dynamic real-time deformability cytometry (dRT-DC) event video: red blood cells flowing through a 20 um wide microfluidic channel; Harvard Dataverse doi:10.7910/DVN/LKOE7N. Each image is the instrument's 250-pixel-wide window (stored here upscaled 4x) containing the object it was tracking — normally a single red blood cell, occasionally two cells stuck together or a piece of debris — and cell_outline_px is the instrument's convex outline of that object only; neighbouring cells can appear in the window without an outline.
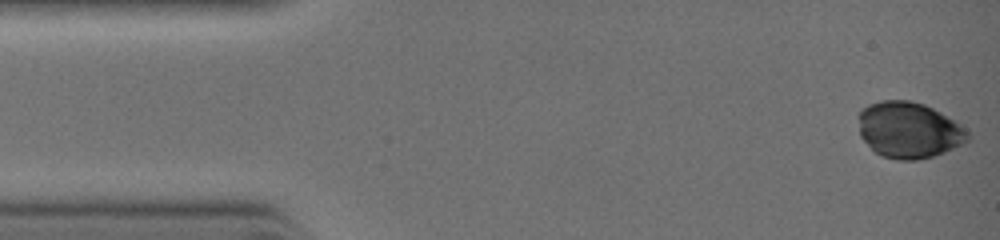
{"species": "common noctule bat (a hibernating species)", "species_latin": "Nyctalus noctula", "temperature_condition": "warm", "stored_images_in_passage": 24, "camera_frame_rate_fps": 3000, "um_per_image_px": 0.085, "animal": {"sex": "female", "body_mass_g": 19.0, "forearm_length_mm": 51.5}, "frame": {"image": 1, "passage_image": 1, "time_ms": 0.0, "image_size_px": [1000, 240], "cell_outline_px": [[968, 140], [944, 152], [920, 160], [896, 160], [880, 156], [860, 136], [860, 112], [868, 104], [880, 100], [912, 100], [924, 104], [932, 108], [952, 120], [964, 128], [968, 132]], "centroid_in_image_um": [77.23, 11.06], "position_along_channel_um": 7.8, "area_um2": 35.32}}